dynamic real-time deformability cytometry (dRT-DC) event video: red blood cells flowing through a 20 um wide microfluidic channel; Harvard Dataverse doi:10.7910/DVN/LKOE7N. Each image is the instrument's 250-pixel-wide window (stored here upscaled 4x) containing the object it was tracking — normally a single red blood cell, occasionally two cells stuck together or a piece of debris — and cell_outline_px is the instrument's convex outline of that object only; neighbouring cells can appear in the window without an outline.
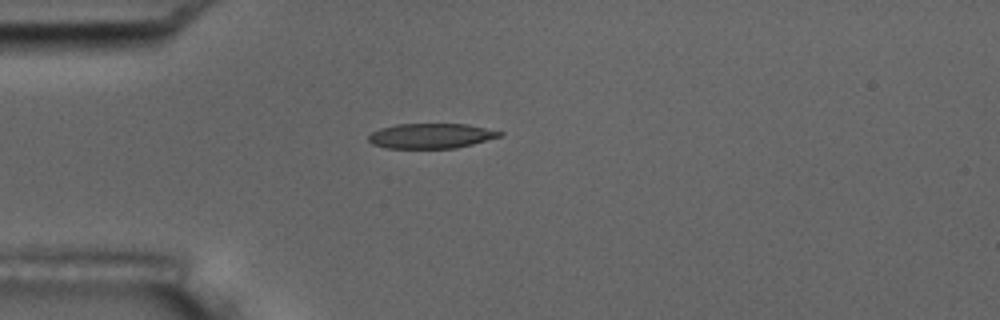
{"species": "common noctule bat (a hibernating species)", "species_latin": "Nyctalus noctula", "temperature_condition": "room temperature", "stored_images_in_passage": 4, "camera_frame_rate_fps": 3000, "um_per_image_px": 0.085, "animal": {"sex": "male", "body_mass_g": 17.5, "forearm_length_mm": 52.3}, "frame": {"image": 1, "passage_image": 1, "time_ms": 0.0, "image_size_px": [1000, 320], "cell_outline_px": [[504, 132], [500, 136], [472, 144], [456, 148], [388, 148], [372, 144], [368, 140], [368, 136], [372, 132], [380, 128], [396, 124], [468, 124]], "centroid_in_image_um": [36.61, 11.54], "position_along_channel_um": 48.4, "area_um2": 19.02}}